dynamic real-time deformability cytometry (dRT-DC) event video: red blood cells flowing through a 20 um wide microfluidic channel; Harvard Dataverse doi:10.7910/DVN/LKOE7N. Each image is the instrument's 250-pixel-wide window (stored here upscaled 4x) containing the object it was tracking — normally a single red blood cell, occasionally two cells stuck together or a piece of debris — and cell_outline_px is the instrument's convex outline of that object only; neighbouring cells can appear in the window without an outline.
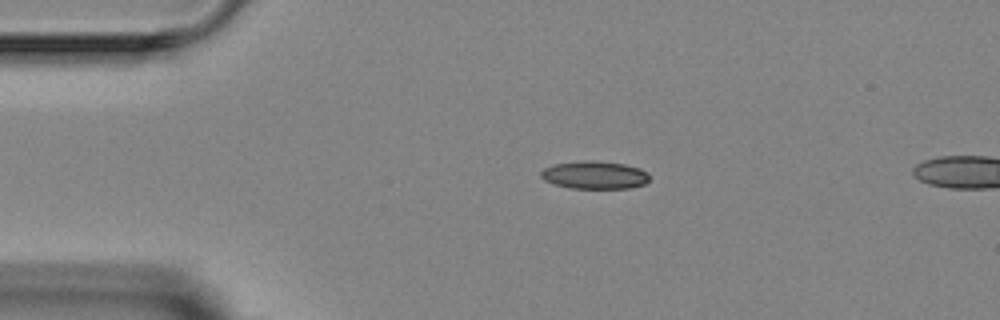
{"species": "Egyptian fruit bat (a non-hibernating species)", "species_latin": "Rousettus aegyptiacus", "temperature_condition": "room temperature", "stored_images_in_passage": 2, "camera_frame_rate_fps": 3000, "um_per_image_px": 0.085, "animal": {"sex": "female"}, "frame": {"image": 1, "passage_image": 1, "time_ms": 0.0, "image_size_px": [1000, 320], "cell_outline_px": [[648, 180], [644, 184], [628, 188], [572, 188], [552, 184], [544, 180], [540, 176], [540, 172], [544, 168], [552, 164], [580, 160], [596, 160], [624, 164], [640, 168], [648, 172]], "centroid_in_image_um": [50.5, 14.86], "position_along_channel_um": 34.5, "area_um2": 17.8}}